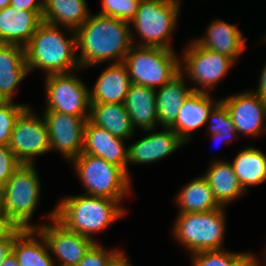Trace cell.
I'll return each mask as SVG.
<instances>
[{
	"label": "cell",
	"mask_w": 266,
	"mask_h": 266,
	"mask_svg": "<svg viewBox=\"0 0 266 266\" xmlns=\"http://www.w3.org/2000/svg\"><path fill=\"white\" fill-rule=\"evenodd\" d=\"M85 195L105 197L121 203L131 191V178L119 166L91 154L81 153L71 161Z\"/></svg>",
	"instance_id": "cell-7"
},
{
	"label": "cell",
	"mask_w": 266,
	"mask_h": 266,
	"mask_svg": "<svg viewBox=\"0 0 266 266\" xmlns=\"http://www.w3.org/2000/svg\"><path fill=\"white\" fill-rule=\"evenodd\" d=\"M36 169L35 164H21L1 188L3 215L23 229H35L36 225L31 224L41 197Z\"/></svg>",
	"instance_id": "cell-6"
},
{
	"label": "cell",
	"mask_w": 266,
	"mask_h": 266,
	"mask_svg": "<svg viewBox=\"0 0 266 266\" xmlns=\"http://www.w3.org/2000/svg\"><path fill=\"white\" fill-rule=\"evenodd\" d=\"M181 0H141L132 26L141 42L138 46L158 47L174 50L171 37L180 16Z\"/></svg>",
	"instance_id": "cell-5"
},
{
	"label": "cell",
	"mask_w": 266,
	"mask_h": 266,
	"mask_svg": "<svg viewBox=\"0 0 266 266\" xmlns=\"http://www.w3.org/2000/svg\"><path fill=\"white\" fill-rule=\"evenodd\" d=\"M207 123L208 134L210 135L219 133V137L228 139V143H231L232 140L238 137L233 119L229 116L227 107L221 101L210 113L206 124Z\"/></svg>",
	"instance_id": "cell-31"
},
{
	"label": "cell",
	"mask_w": 266,
	"mask_h": 266,
	"mask_svg": "<svg viewBox=\"0 0 266 266\" xmlns=\"http://www.w3.org/2000/svg\"><path fill=\"white\" fill-rule=\"evenodd\" d=\"M225 207L208 212L178 213L172 233L189 254L224 249Z\"/></svg>",
	"instance_id": "cell-4"
},
{
	"label": "cell",
	"mask_w": 266,
	"mask_h": 266,
	"mask_svg": "<svg viewBox=\"0 0 266 266\" xmlns=\"http://www.w3.org/2000/svg\"><path fill=\"white\" fill-rule=\"evenodd\" d=\"M9 149L21 164H35L34 158L50 152L46 121L28 106L17 118L12 129Z\"/></svg>",
	"instance_id": "cell-11"
},
{
	"label": "cell",
	"mask_w": 266,
	"mask_h": 266,
	"mask_svg": "<svg viewBox=\"0 0 266 266\" xmlns=\"http://www.w3.org/2000/svg\"><path fill=\"white\" fill-rule=\"evenodd\" d=\"M11 0H0V9H3L10 5Z\"/></svg>",
	"instance_id": "cell-43"
},
{
	"label": "cell",
	"mask_w": 266,
	"mask_h": 266,
	"mask_svg": "<svg viewBox=\"0 0 266 266\" xmlns=\"http://www.w3.org/2000/svg\"><path fill=\"white\" fill-rule=\"evenodd\" d=\"M132 85L124 62L112 63L96 80L90 93V103H124Z\"/></svg>",
	"instance_id": "cell-20"
},
{
	"label": "cell",
	"mask_w": 266,
	"mask_h": 266,
	"mask_svg": "<svg viewBox=\"0 0 266 266\" xmlns=\"http://www.w3.org/2000/svg\"><path fill=\"white\" fill-rule=\"evenodd\" d=\"M210 93L192 92L183 102L172 128L187 144L193 137L194 131L206 124L207 119L220 102L213 100Z\"/></svg>",
	"instance_id": "cell-17"
},
{
	"label": "cell",
	"mask_w": 266,
	"mask_h": 266,
	"mask_svg": "<svg viewBox=\"0 0 266 266\" xmlns=\"http://www.w3.org/2000/svg\"><path fill=\"white\" fill-rule=\"evenodd\" d=\"M11 251L19 266H55L56 260L37 229H23L15 237Z\"/></svg>",
	"instance_id": "cell-24"
},
{
	"label": "cell",
	"mask_w": 266,
	"mask_h": 266,
	"mask_svg": "<svg viewBox=\"0 0 266 266\" xmlns=\"http://www.w3.org/2000/svg\"><path fill=\"white\" fill-rule=\"evenodd\" d=\"M246 40L236 25L218 19L208 24L203 37L194 39L199 46L228 56L235 61L245 50Z\"/></svg>",
	"instance_id": "cell-18"
},
{
	"label": "cell",
	"mask_w": 266,
	"mask_h": 266,
	"mask_svg": "<svg viewBox=\"0 0 266 266\" xmlns=\"http://www.w3.org/2000/svg\"><path fill=\"white\" fill-rule=\"evenodd\" d=\"M110 266H132L126 253L123 251L115 258V260L110 264Z\"/></svg>",
	"instance_id": "cell-40"
},
{
	"label": "cell",
	"mask_w": 266,
	"mask_h": 266,
	"mask_svg": "<svg viewBox=\"0 0 266 266\" xmlns=\"http://www.w3.org/2000/svg\"><path fill=\"white\" fill-rule=\"evenodd\" d=\"M252 92L255 93L261 100L266 101V64L260 73L258 86L256 90Z\"/></svg>",
	"instance_id": "cell-39"
},
{
	"label": "cell",
	"mask_w": 266,
	"mask_h": 266,
	"mask_svg": "<svg viewBox=\"0 0 266 266\" xmlns=\"http://www.w3.org/2000/svg\"><path fill=\"white\" fill-rule=\"evenodd\" d=\"M53 74L45 78L46 105L44 111H56L89 119V88L76 72Z\"/></svg>",
	"instance_id": "cell-10"
},
{
	"label": "cell",
	"mask_w": 266,
	"mask_h": 266,
	"mask_svg": "<svg viewBox=\"0 0 266 266\" xmlns=\"http://www.w3.org/2000/svg\"><path fill=\"white\" fill-rule=\"evenodd\" d=\"M3 214L2 210V189L0 188V216Z\"/></svg>",
	"instance_id": "cell-44"
},
{
	"label": "cell",
	"mask_w": 266,
	"mask_h": 266,
	"mask_svg": "<svg viewBox=\"0 0 266 266\" xmlns=\"http://www.w3.org/2000/svg\"><path fill=\"white\" fill-rule=\"evenodd\" d=\"M21 165L8 146L0 145V188Z\"/></svg>",
	"instance_id": "cell-35"
},
{
	"label": "cell",
	"mask_w": 266,
	"mask_h": 266,
	"mask_svg": "<svg viewBox=\"0 0 266 266\" xmlns=\"http://www.w3.org/2000/svg\"><path fill=\"white\" fill-rule=\"evenodd\" d=\"M231 165L245 193L249 187L266 181V155L256 147H245Z\"/></svg>",
	"instance_id": "cell-28"
},
{
	"label": "cell",
	"mask_w": 266,
	"mask_h": 266,
	"mask_svg": "<svg viewBox=\"0 0 266 266\" xmlns=\"http://www.w3.org/2000/svg\"><path fill=\"white\" fill-rule=\"evenodd\" d=\"M50 151L57 150L69 163L78 157L84 146V128L87 120L56 111H43Z\"/></svg>",
	"instance_id": "cell-13"
},
{
	"label": "cell",
	"mask_w": 266,
	"mask_h": 266,
	"mask_svg": "<svg viewBox=\"0 0 266 266\" xmlns=\"http://www.w3.org/2000/svg\"><path fill=\"white\" fill-rule=\"evenodd\" d=\"M88 120L125 140L132 138L135 134V128L124 103H91Z\"/></svg>",
	"instance_id": "cell-26"
},
{
	"label": "cell",
	"mask_w": 266,
	"mask_h": 266,
	"mask_svg": "<svg viewBox=\"0 0 266 266\" xmlns=\"http://www.w3.org/2000/svg\"><path fill=\"white\" fill-rule=\"evenodd\" d=\"M192 266H254L251 252H229L225 249L190 254Z\"/></svg>",
	"instance_id": "cell-30"
},
{
	"label": "cell",
	"mask_w": 266,
	"mask_h": 266,
	"mask_svg": "<svg viewBox=\"0 0 266 266\" xmlns=\"http://www.w3.org/2000/svg\"><path fill=\"white\" fill-rule=\"evenodd\" d=\"M10 6L20 11H33L42 19L44 0H11Z\"/></svg>",
	"instance_id": "cell-36"
},
{
	"label": "cell",
	"mask_w": 266,
	"mask_h": 266,
	"mask_svg": "<svg viewBox=\"0 0 266 266\" xmlns=\"http://www.w3.org/2000/svg\"><path fill=\"white\" fill-rule=\"evenodd\" d=\"M220 101L227 107L238 134L259 137L266 131V101L252 91L232 94Z\"/></svg>",
	"instance_id": "cell-14"
},
{
	"label": "cell",
	"mask_w": 266,
	"mask_h": 266,
	"mask_svg": "<svg viewBox=\"0 0 266 266\" xmlns=\"http://www.w3.org/2000/svg\"><path fill=\"white\" fill-rule=\"evenodd\" d=\"M184 47L180 72L195 84L192 87L194 92L209 93L236 63L228 56L199 46L194 40Z\"/></svg>",
	"instance_id": "cell-9"
},
{
	"label": "cell",
	"mask_w": 266,
	"mask_h": 266,
	"mask_svg": "<svg viewBox=\"0 0 266 266\" xmlns=\"http://www.w3.org/2000/svg\"><path fill=\"white\" fill-rule=\"evenodd\" d=\"M185 82V75L179 72L169 82L155 90L158 125L162 128H170L174 124L183 102L193 92V89L188 88Z\"/></svg>",
	"instance_id": "cell-23"
},
{
	"label": "cell",
	"mask_w": 266,
	"mask_h": 266,
	"mask_svg": "<svg viewBox=\"0 0 266 266\" xmlns=\"http://www.w3.org/2000/svg\"><path fill=\"white\" fill-rule=\"evenodd\" d=\"M23 230L18 228L7 240L0 241V266H2L4 258L11 252L12 244L15 237Z\"/></svg>",
	"instance_id": "cell-38"
},
{
	"label": "cell",
	"mask_w": 266,
	"mask_h": 266,
	"mask_svg": "<svg viewBox=\"0 0 266 266\" xmlns=\"http://www.w3.org/2000/svg\"><path fill=\"white\" fill-rule=\"evenodd\" d=\"M260 261L258 260V258L256 257V255H254V266H261L260 265Z\"/></svg>",
	"instance_id": "cell-45"
},
{
	"label": "cell",
	"mask_w": 266,
	"mask_h": 266,
	"mask_svg": "<svg viewBox=\"0 0 266 266\" xmlns=\"http://www.w3.org/2000/svg\"><path fill=\"white\" fill-rule=\"evenodd\" d=\"M155 129L143 130L150 134L128 145L127 175L129 164H149L171 155L186 143L172 129L163 127L160 132L153 133ZM152 132V133H151Z\"/></svg>",
	"instance_id": "cell-15"
},
{
	"label": "cell",
	"mask_w": 266,
	"mask_h": 266,
	"mask_svg": "<svg viewBox=\"0 0 266 266\" xmlns=\"http://www.w3.org/2000/svg\"><path fill=\"white\" fill-rule=\"evenodd\" d=\"M141 0H102V10L98 14L131 22Z\"/></svg>",
	"instance_id": "cell-33"
},
{
	"label": "cell",
	"mask_w": 266,
	"mask_h": 266,
	"mask_svg": "<svg viewBox=\"0 0 266 266\" xmlns=\"http://www.w3.org/2000/svg\"><path fill=\"white\" fill-rule=\"evenodd\" d=\"M124 106L135 129L139 127L143 131L157 128L158 113L154 89L132 83L126 95Z\"/></svg>",
	"instance_id": "cell-22"
},
{
	"label": "cell",
	"mask_w": 266,
	"mask_h": 266,
	"mask_svg": "<svg viewBox=\"0 0 266 266\" xmlns=\"http://www.w3.org/2000/svg\"><path fill=\"white\" fill-rule=\"evenodd\" d=\"M28 106L27 104L0 100V145L8 146L15 122Z\"/></svg>",
	"instance_id": "cell-32"
},
{
	"label": "cell",
	"mask_w": 266,
	"mask_h": 266,
	"mask_svg": "<svg viewBox=\"0 0 266 266\" xmlns=\"http://www.w3.org/2000/svg\"><path fill=\"white\" fill-rule=\"evenodd\" d=\"M63 29L65 32L68 29V36L72 34V37L67 38ZM76 49L74 30L42 21L25 47L29 73L36 68L43 70L45 76L82 70Z\"/></svg>",
	"instance_id": "cell-2"
},
{
	"label": "cell",
	"mask_w": 266,
	"mask_h": 266,
	"mask_svg": "<svg viewBox=\"0 0 266 266\" xmlns=\"http://www.w3.org/2000/svg\"><path fill=\"white\" fill-rule=\"evenodd\" d=\"M2 266H19V263L12 251L4 258Z\"/></svg>",
	"instance_id": "cell-41"
},
{
	"label": "cell",
	"mask_w": 266,
	"mask_h": 266,
	"mask_svg": "<svg viewBox=\"0 0 266 266\" xmlns=\"http://www.w3.org/2000/svg\"><path fill=\"white\" fill-rule=\"evenodd\" d=\"M210 136H211V138L214 139V141L216 143H218V142L228 143V139H224L222 137H219V133L211 134Z\"/></svg>",
	"instance_id": "cell-42"
},
{
	"label": "cell",
	"mask_w": 266,
	"mask_h": 266,
	"mask_svg": "<svg viewBox=\"0 0 266 266\" xmlns=\"http://www.w3.org/2000/svg\"><path fill=\"white\" fill-rule=\"evenodd\" d=\"M90 13L86 0H44L42 21L76 31Z\"/></svg>",
	"instance_id": "cell-27"
},
{
	"label": "cell",
	"mask_w": 266,
	"mask_h": 266,
	"mask_svg": "<svg viewBox=\"0 0 266 266\" xmlns=\"http://www.w3.org/2000/svg\"><path fill=\"white\" fill-rule=\"evenodd\" d=\"M175 202L179 205L178 213L208 212L221 207L202 174L186 183L176 195Z\"/></svg>",
	"instance_id": "cell-29"
},
{
	"label": "cell",
	"mask_w": 266,
	"mask_h": 266,
	"mask_svg": "<svg viewBox=\"0 0 266 266\" xmlns=\"http://www.w3.org/2000/svg\"><path fill=\"white\" fill-rule=\"evenodd\" d=\"M42 19L33 11L0 9V44L26 47Z\"/></svg>",
	"instance_id": "cell-19"
},
{
	"label": "cell",
	"mask_w": 266,
	"mask_h": 266,
	"mask_svg": "<svg viewBox=\"0 0 266 266\" xmlns=\"http://www.w3.org/2000/svg\"><path fill=\"white\" fill-rule=\"evenodd\" d=\"M51 224H37V229L45 238L50 254L63 266H77L90 247L97 241L66 229L55 219V209L47 215Z\"/></svg>",
	"instance_id": "cell-12"
},
{
	"label": "cell",
	"mask_w": 266,
	"mask_h": 266,
	"mask_svg": "<svg viewBox=\"0 0 266 266\" xmlns=\"http://www.w3.org/2000/svg\"><path fill=\"white\" fill-rule=\"evenodd\" d=\"M125 141L87 120L84 128L82 153L100 157L121 167L127 173L128 147H126Z\"/></svg>",
	"instance_id": "cell-16"
},
{
	"label": "cell",
	"mask_w": 266,
	"mask_h": 266,
	"mask_svg": "<svg viewBox=\"0 0 266 266\" xmlns=\"http://www.w3.org/2000/svg\"><path fill=\"white\" fill-rule=\"evenodd\" d=\"M75 33L80 50L77 57L83 70L106 61L124 62L131 46L136 43L130 22L98 13L90 14Z\"/></svg>",
	"instance_id": "cell-1"
},
{
	"label": "cell",
	"mask_w": 266,
	"mask_h": 266,
	"mask_svg": "<svg viewBox=\"0 0 266 266\" xmlns=\"http://www.w3.org/2000/svg\"><path fill=\"white\" fill-rule=\"evenodd\" d=\"M117 200L89 195H70L55 206V219L66 229L95 241L93 234L126 215Z\"/></svg>",
	"instance_id": "cell-3"
},
{
	"label": "cell",
	"mask_w": 266,
	"mask_h": 266,
	"mask_svg": "<svg viewBox=\"0 0 266 266\" xmlns=\"http://www.w3.org/2000/svg\"><path fill=\"white\" fill-rule=\"evenodd\" d=\"M121 252L117 248L108 251L101 243L95 242L77 266H110Z\"/></svg>",
	"instance_id": "cell-34"
},
{
	"label": "cell",
	"mask_w": 266,
	"mask_h": 266,
	"mask_svg": "<svg viewBox=\"0 0 266 266\" xmlns=\"http://www.w3.org/2000/svg\"><path fill=\"white\" fill-rule=\"evenodd\" d=\"M28 74L25 48L0 44V100L13 101L17 86Z\"/></svg>",
	"instance_id": "cell-21"
},
{
	"label": "cell",
	"mask_w": 266,
	"mask_h": 266,
	"mask_svg": "<svg viewBox=\"0 0 266 266\" xmlns=\"http://www.w3.org/2000/svg\"><path fill=\"white\" fill-rule=\"evenodd\" d=\"M19 227L6 215L0 216V241L7 240Z\"/></svg>",
	"instance_id": "cell-37"
},
{
	"label": "cell",
	"mask_w": 266,
	"mask_h": 266,
	"mask_svg": "<svg viewBox=\"0 0 266 266\" xmlns=\"http://www.w3.org/2000/svg\"><path fill=\"white\" fill-rule=\"evenodd\" d=\"M203 177L212 189V194L220 206L229 205L245 191L238 182L234 169L229 161L212 160Z\"/></svg>",
	"instance_id": "cell-25"
},
{
	"label": "cell",
	"mask_w": 266,
	"mask_h": 266,
	"mask_svg": "<svg viewBox=\"0 0 266 266\" xmlns=\"http://www.w3.org/2000/svg\"><path fill=\"white\" fill-rule=\"evenodd\" d=\"M124 63L131 82L159 89L180 72V56L174 50L132 45Z\"/></svg>",
	"instance_id": "cell-8"
}]
</instances>
